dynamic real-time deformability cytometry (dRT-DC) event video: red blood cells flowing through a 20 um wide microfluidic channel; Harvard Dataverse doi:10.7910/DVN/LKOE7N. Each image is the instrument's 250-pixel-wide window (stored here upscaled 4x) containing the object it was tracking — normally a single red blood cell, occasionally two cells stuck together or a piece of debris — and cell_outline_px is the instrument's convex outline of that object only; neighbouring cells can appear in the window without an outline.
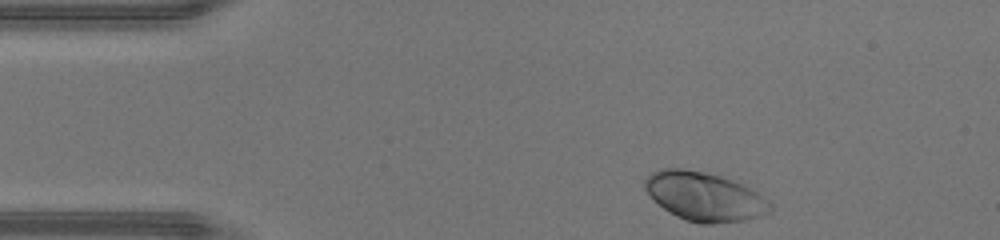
{"species": "human", "species_latin": "Homo sapiens", "temperature_condition": "warm", "stored_images_in_passage": 32, "camera_frame_rate_fps": 3000, "um_per_image_px": 0.085, "donor": {"sex": "male"}, "frame": {"image": 1, "passage_image": 1, "time_ms": 0.0, "image_size_px": [1000, 240], "cell_outline_px": [[772, 212], [760, 216], [744, 220], [712, 224], [700, 224], [684, 220], [676, 216], [652, 200], [644, 188], [644, 180], [652, 172], [660, 168], [680, 168], [704, 172], [720, 176], [732, 180], [756, 192], [772, 204]], "centroid_in_image_um": [59.84, 16.71], "position_along_channel_um": 25.2, "area_um2": 35.6}}
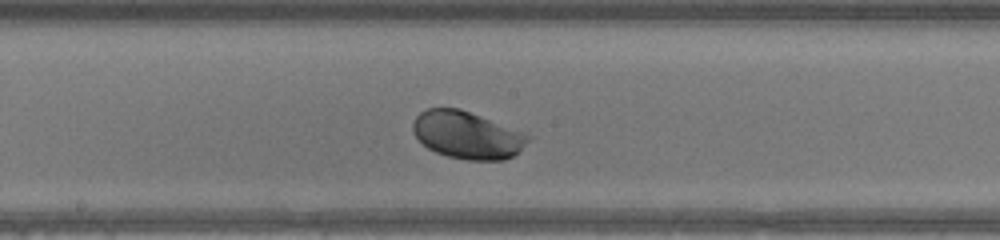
{"frame": {"image": 2, "passage_image": 18, "time_ms": 5.667, "image_size_px": [1000, 240], "cell_outline_px": [[532, 140], [520, 152], [504, 160], [468, 160], [448, 156], [436, 152], [428, 148], [412, 132], [412, 124], [416, 116], [420, 112], [428, 108], [460, 108], [524, 132], [532, 136]], "centroid_in_image_um": [39.75, 11.48], "position_along_channel_um": 208.4, "area_um2": 32.02}}
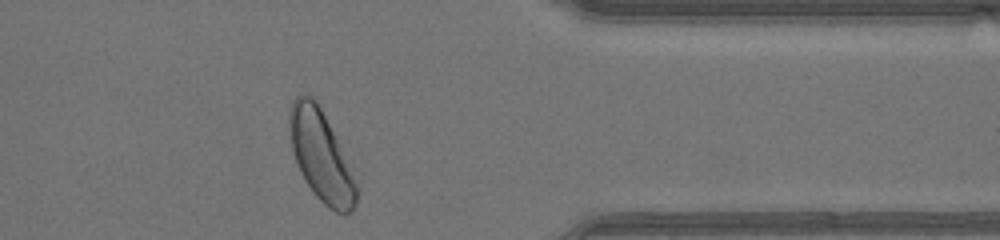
{"frame": {"image": 3, "passage_image": 31, "time_ms": 10.0, "image_size_px": [1000, 240], "cell_outline_px": [[360, 188], [356, 204], [352, 212], [344, 216], [328, 208], [316, 196], [304, 180], [300, 172], [292, 148], [288, 128], [288, 112], [292, 100], [300, 92], [308, 92], [316, 100], [336, 136], [360, 184]], "centroid_in_image_um": [27.32, 13.26], "position_along_channel_um": 384.1, "area_um2": 36.41}, "authors_computed_cell_mechanics": {"area_um2": 32.8304, "velocity_mm_per_s": 4.4452, "shape_relaxation_time_tau1_ms": 1.3028, "shape_relaxation_time_tau2_ms": null, "deformation_change_tau1": 0.1215, "deformation_change_tau2": null}}